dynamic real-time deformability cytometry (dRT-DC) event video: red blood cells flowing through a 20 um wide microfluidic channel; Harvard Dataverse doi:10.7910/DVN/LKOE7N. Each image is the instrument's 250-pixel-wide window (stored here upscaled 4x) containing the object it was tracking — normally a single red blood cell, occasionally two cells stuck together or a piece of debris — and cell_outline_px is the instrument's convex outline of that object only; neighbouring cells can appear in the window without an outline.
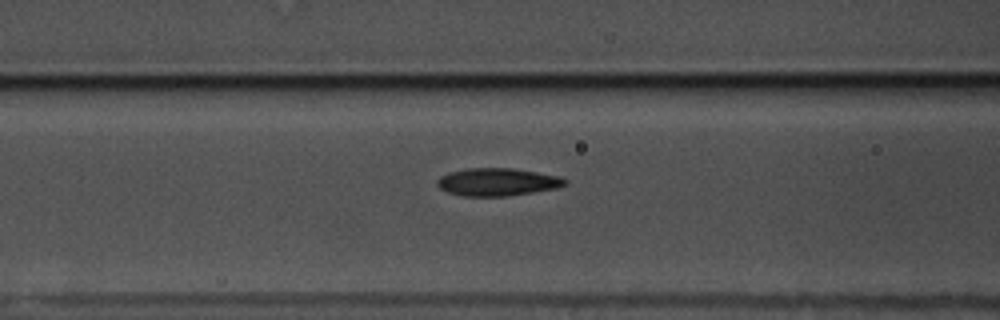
{"species": "common noctule bat (a hibernating species)", "species_latin": "Nyctalus noctula", "temperature_condition": "warm", "stored_images_in_passage": 42, "camera_frame_rate_fps": 3000, "um_per_image_px": 0.085, "animal": {"sex": "male", "body_mass_g": 17.5, "forearm_length_mm": 52.3}, "frame": {"image": 1, "passage_image": 8, "time_ms": 2.333, "image_size_px": [1000, 320], "cell_outline_px": [[568, 184], [556, 188], [508, 196], [464, 196], [448, 192], [440, 188], [436, 184], [436, 180], [440, 176], [448, 172], [468, 168], [512, 168], [560, 176], [568, 180]], "centroid_in_image_um": [42.27, 15.46], "position_along_channel_um": 124.3, "area_um2": 20.69}}
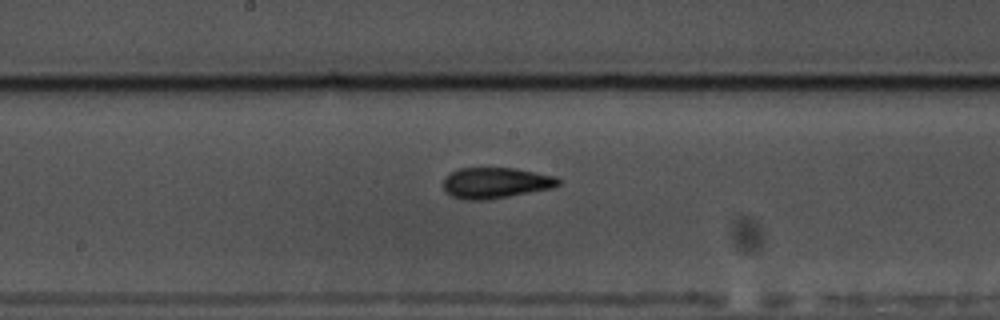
{"frame": {"image": 2, "passage_image": 15, "time_ms": 4.667, "image_size_px": [1000, 320], "cell_outline_px": [[560, 184], [552, 188], [488, 200], [464, 200], [452, 196], [444, 188], [444, 180], [452, 172], [460, 168], [512, 168], [536, 172], [556, 176], [560, 180]], "centroid_in_image_um": [42.16, 15.55], "position_along_channel_um": 206.0, "area_um2": 20.52}}
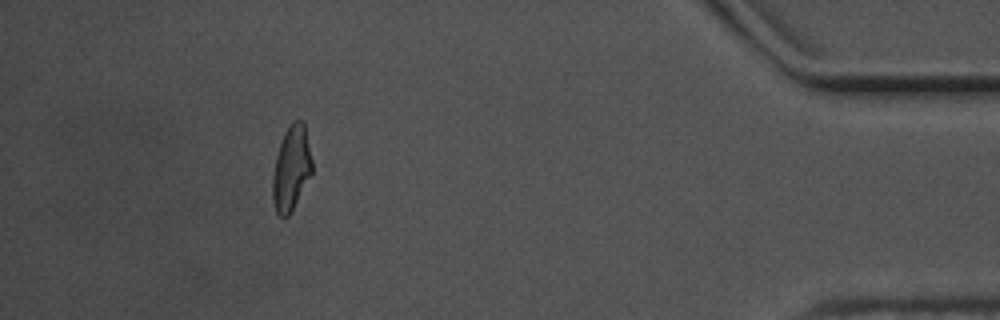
{"frame": {"image": 3, "passage_image": 37, "time_ms": 12.0, "image_size_px": [1000, 320], "cell_outline_px": [[312, 172], [288, 216], [284, 220], [276, 212], [272, 200], [272, 176], [276, 156], [284, 132], [292, 120], [300, 120], [304, 124], [312, 160]], "centroid_in_image_um": [24.73, 14.31], "position_along_channel_um": 410.5, "area_um2": 19.31}, "authors_computed_cell_mechanics": {"area_um2": 20.1144, "velocity_mm_per_s": 3.5194, "shape_relaxation_time_tau1_ms": 6.7093, "shape_relaxation_time_tau2_ms": 1.6783, "deformation_change_tau1": 0.1784, "deformation_change_tau2": 0.0934}}